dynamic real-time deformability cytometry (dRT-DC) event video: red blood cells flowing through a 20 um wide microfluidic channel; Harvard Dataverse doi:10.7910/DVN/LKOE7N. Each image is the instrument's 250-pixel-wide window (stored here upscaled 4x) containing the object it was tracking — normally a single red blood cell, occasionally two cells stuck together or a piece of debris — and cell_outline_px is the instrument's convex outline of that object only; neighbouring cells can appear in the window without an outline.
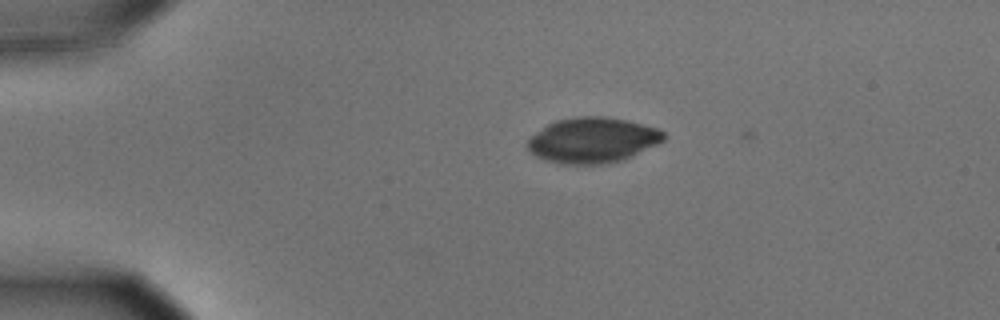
{"species": "common noctule bat (a hibernating species)", "species_latin": "Nyctalus noctula", "temperature_condition": "cold", "stored_images_in_passage": 6, "camera_frame_rate_fps": 3000, "um_per_image_px": 0.085, "animal": {"sex": "male", "body_mass_g": 15.6}, "frame": {"image": 1, "passage_image": 4, "time_ms": 1.0, "image_size_px": [1000, 320], "cell_outline_px": [[664, 140], [632, 156], [620, 160], [600, 164], [568, 164], [548, 160], [536, 156], [524, 144], [536, 132], [548, 124], [556, 120], [576, 116], [600, 116], [628, 120], [656, 128], [664, 132]], "centroid_in_image_um": [50.35, 11.9], "position_along_channel_um": 34.6, "area_um2": 35.6}}